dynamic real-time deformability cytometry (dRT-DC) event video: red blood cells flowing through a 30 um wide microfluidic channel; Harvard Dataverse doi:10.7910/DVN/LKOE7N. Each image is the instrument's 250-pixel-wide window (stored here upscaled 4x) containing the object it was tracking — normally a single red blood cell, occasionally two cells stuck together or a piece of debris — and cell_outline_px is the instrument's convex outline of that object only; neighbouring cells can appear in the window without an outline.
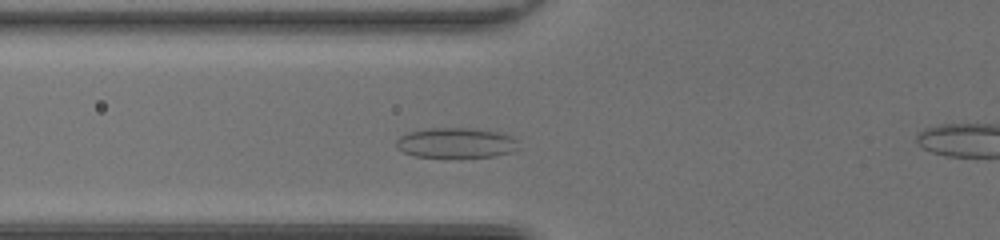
{"species": "common noctule bat (a hibernating species)", "species_latin": "Nyctalus noctula", "temperature_condition": "room temperature", "stored_images_in_passage": 48, "camera_frame_rate_fps": 3000, "um_per_image_px": 0.085, "animal": {"sex": "female", "body_mass_g": 20.0, "forearm_length_mm": 54.0}, "frame": {"image": 1, "passage_image": 16, "time_ms": 5.0, "image_size_px": [1000, 240], "cell_outline_px": [[524, 148], [512, 152], [496, 156], [416, 156], [404, 152], [396, 148], [396, 140], [400, 136], [408, 132], [428, 128], [472, 128], [500, 132], [512, 136], [520, 140]], "centroid_in_image_um": [38.87, 12.13], "position_along_channel_um": 86.9, "area_um2": 21.73}}
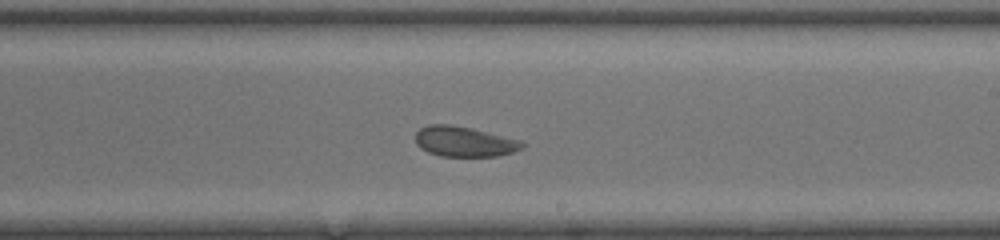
{"frame": {"image": 2, "passage_image": 28, "time_ms": 9.0, "image_size_px": [1000, 240], "cell_outline_px": [[524, 148], [512, 152], [496, 156], [440, 156], [428, 152], [420, 148], [416, 144], [416, 132], [420, 128], [428, 124], [448, 124], [472, 128], [524, 140]], "centroid_in_image_um": [39.48, 12.02], "position_along_channel_um": 249.5, "area_um2": 19.02}}
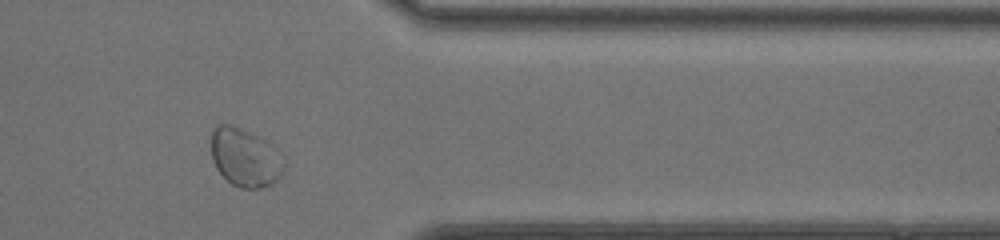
{"frame": {"image": 3, "passage_image": 39, "time_ms": 12.667, "image_size_px": [1000, 240], "cell_outline_px": [[284, 172], [272, 184], [256, 188], [240, 188], [232, 184], [216, 168], [212, 160], [212, 128], [216, 124], [232, 124], [272, 144], [284, 156]], "centroid_in_image_um": [20.85, 13.38], "position_along_channel_um": 390.6, "area_um2": 24.8}}